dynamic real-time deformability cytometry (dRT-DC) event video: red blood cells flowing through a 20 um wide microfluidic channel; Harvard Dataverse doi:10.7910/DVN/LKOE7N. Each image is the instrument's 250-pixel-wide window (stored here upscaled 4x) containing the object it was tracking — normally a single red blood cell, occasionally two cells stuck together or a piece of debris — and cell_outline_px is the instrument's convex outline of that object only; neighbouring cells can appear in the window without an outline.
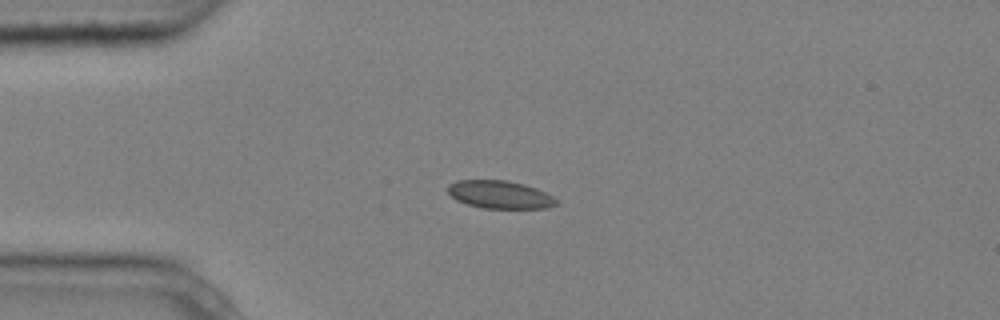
{"species": "common noctule bat (a hibernating species)", "species_latin": "Nyctalus noctula", "temperature_condition": "cold", "stored_images_in_passage": 5, "camera_frame_rate_fps": 3000, "um_per_image_px": 0.085, "animal": {"sex": "male", "body_mass_g": 20.4}, "frame": {"image": 1, "passage_image": 3, "time_ms": 0.667, "image_size_px": [1000, 320], "cell_outline_px": [[560, 204], [548, 208], [484, 208], [468, 204], [456, 200], [448, 192], [448, 184], [456, 180], [508, 180], [524, 184], [536, 188], [560, 200]], "centroid_in_image_um": [42.53, 16.54], "position_along_channel_um": 42.5, "area_um2": 17.74}}
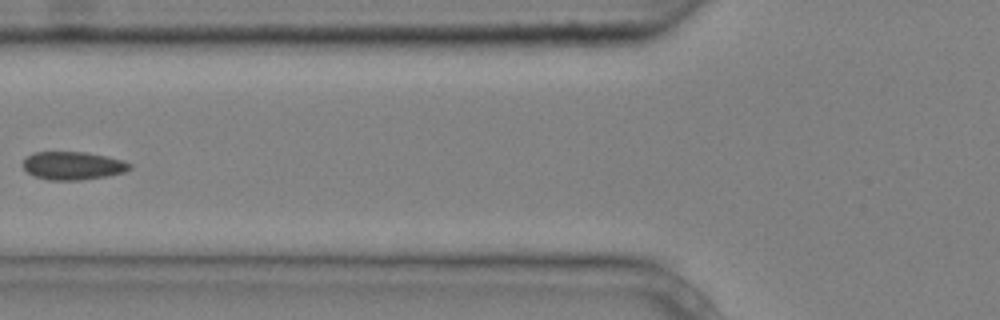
{"frame": {"image": 2, "passage_image": 5, "time_ms": 1.333, "image_size_px": [1000, 320], "cell_outline_px": [[132, 168], [124, 172], [108, 176], [80, 180], [48, 180], [32, 176], [24, 168], [24, 160], [32, 152], [84, 152], [124, 160], [132, 164]], "centroid_in_image_um": [6.21, 14.09], "position_along_channel_um": 119.6, "area_um2": 17.51}}